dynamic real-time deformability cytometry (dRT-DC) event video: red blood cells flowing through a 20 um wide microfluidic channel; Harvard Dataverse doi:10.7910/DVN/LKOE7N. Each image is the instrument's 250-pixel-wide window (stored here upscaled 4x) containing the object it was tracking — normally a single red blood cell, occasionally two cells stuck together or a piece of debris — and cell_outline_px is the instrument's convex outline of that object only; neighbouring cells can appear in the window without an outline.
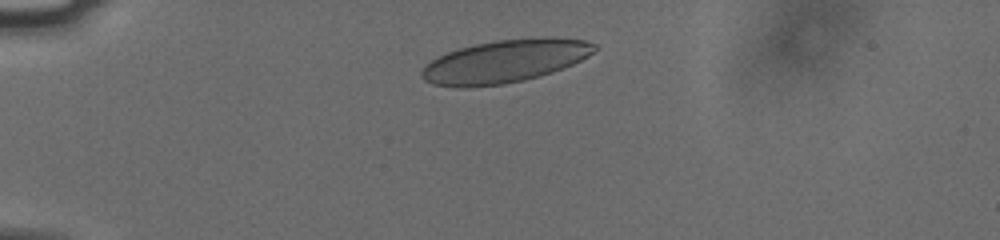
{"species": "human", "species_latin": "Homo sapiens", "temperature_condition": "cold", "stored_images_in_passage": 30, "camera_frame_rate_fps": 3000, "um_per_image_px": 0.085, "donor": {"sex": "male"}, "frame": {"image": 1, "passage_image": 1, "time_ms": 0.0, "image_size_px": [1000, 240], "cell_outline_px": [[600, 48], [588, 56], [572, 64], [552, 72], [524, 80], [504, 84], [464, 88], [460, 88], [432, 84], [424, 80], [420, 76], [420, 72], [432, 60], [448, 52], [460, 48], [476, 44], [496, 40], [544, 36], [548, 36], [588, 40], [596, 44]], "centroid_in_image_um": [42.96, 5.2], "position_along_channel_um": 42.0, "area_um2": 43.41}}
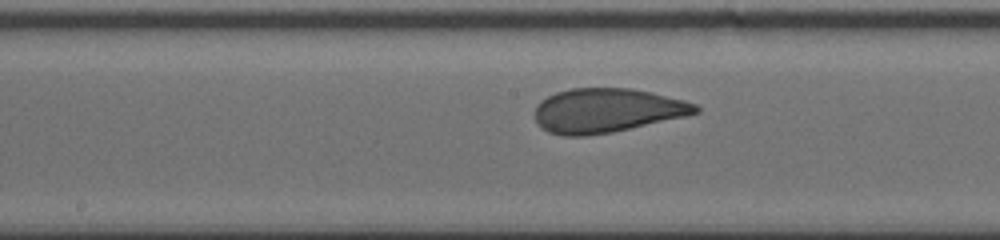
{"frame": {"image": 2, "passage_image": 11, "time_ms": 3.333, "image_size_px": [1000, 240], "cell_outline_px": [[700, 112], [684, 116], [612, 132], [584, 136], [564, 136], [548, 132], [536, 120], [536, 104], [540, 100], [556, 92], [572, 88], [632, 88], [652, 92], [684, 100], [696, 104], [700, 108]], "centroid_in_image_um": [51.58, 9.38], "position_along_channel_um": 196.6, "area_um2": 41.15}}
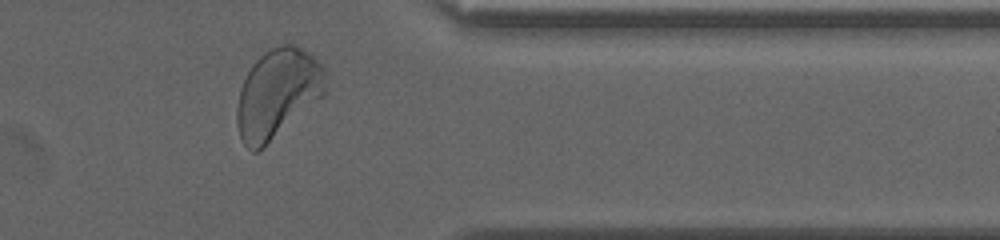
{"frame": {"image": 3, "passage_image": 27, "time_ms": 8.667, "image_size_px": [1000, 240], "cell_outline_px": [[324, 92], [320, 96], [256, 152], [252, 152], [244, 144], [240, 136], [236, 124], [236, 108], [240, 88], [252, 64], [264, 52], [272, 48], [284, 44], [292, 44], [308, 52], [324, 68]], "centroid_in_image_um": [23.52, 7.91], "position_along_channel_um": 387.9, "area_um2": 44.45}, "authors_computed_cell_mechanics": {"area_um2": 41.327, "velocity_mm_per_s": 3.748, "shape_relaxation_time_tau1_ms": 2.5984, "shape_relaxation_time_tau2_ms": null, "deformation_change_tau1": 0.1154, "deformation_change_tau2": null}}